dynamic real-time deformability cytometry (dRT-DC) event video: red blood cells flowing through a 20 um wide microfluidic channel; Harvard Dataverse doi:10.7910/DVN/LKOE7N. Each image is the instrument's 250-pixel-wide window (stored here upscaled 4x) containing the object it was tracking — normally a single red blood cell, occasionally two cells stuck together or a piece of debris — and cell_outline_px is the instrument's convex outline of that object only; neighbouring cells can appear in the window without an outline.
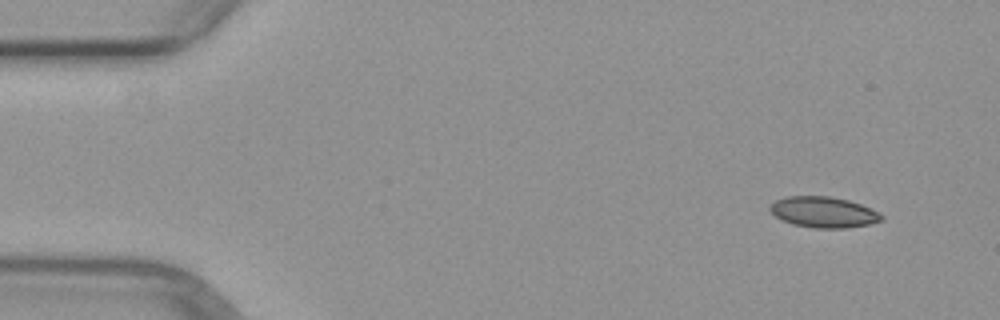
{"species": "common noctule bat (a hibernating species)", "species_latin": "Nyctalus noctula", "temperature_condition": "warm", "stored_images_in_passage": 4, "camera_frame_rate_fps": 3000, "um_per_image_px": 0.085, "animal": {"sex": "female", "body_mass_g": 29.2, "forearm_length_mm": 56.3}, "frame": {"image": 1, "passage_image": 1, "time_ms": 0.0, "image_size_px": [1000, 320], "cell_outline_px": [[884, 220], [868, 224], [848, 228], [812, 228], [792, 224], [780, 220], [768, 208], [776, 200], [788, 196], [828, 196], [848, 200], [860, 204], [884, 216]], "centroid_in_image_um": [69.98, 18.04], "position_along_channel_um": 15.0, "area_um2": 19.94}}
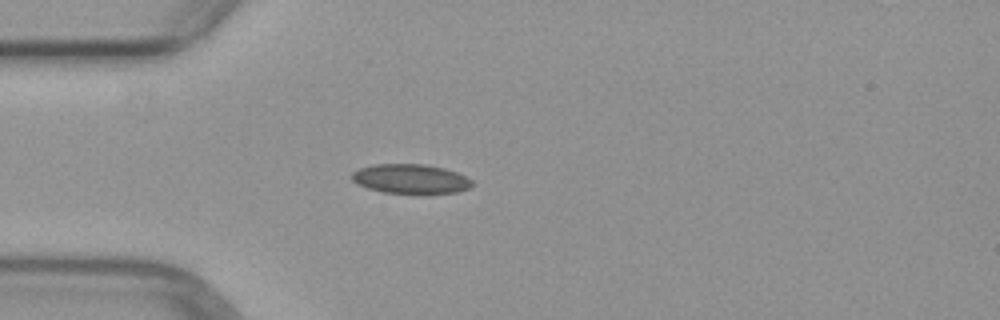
{"frame": {"image": 2, "passage_image": 4, "time_ms": 3.333, "image_size_px": [1000, 320], "cell_outline_px": [[472, 184], [468, 188], [456, 192], [384, 192], [368, 188], [356, 184], [352, 180], [352, 172], [360, 168], [372, 164], [424, 164], [444, 168], [456, 172], [472, 180]], "centroid_in_image_um": [34.85, 15.18], "position_along_channel_um": 50.1, "area_um2": 20.17}}